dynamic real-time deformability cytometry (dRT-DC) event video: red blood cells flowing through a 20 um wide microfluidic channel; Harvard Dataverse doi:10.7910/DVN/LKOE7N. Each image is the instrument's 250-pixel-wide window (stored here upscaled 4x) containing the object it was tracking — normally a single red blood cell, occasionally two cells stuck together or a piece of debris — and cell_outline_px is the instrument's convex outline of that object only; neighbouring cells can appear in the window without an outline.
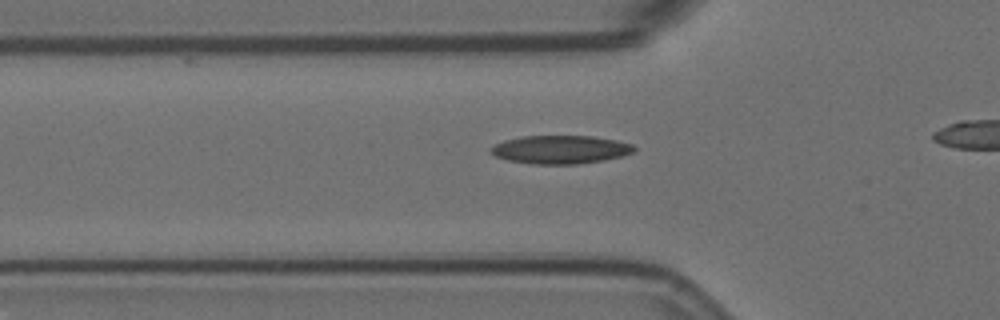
{"species": "Egyptian fruit bat (a non-hibernating species)", "species_latin": "Rousettus aegyptiacus", "temperature_condition": "room temperature", "stored_images_in_passage": 8, "camera_frame_rate_fps": 3000, "um_per_image_px": 0.085, "animal": {"sex": "female"}, "frame": {"image": 1, "passage_image": 2, "time_ms": 0.333, "image_size_px": [1000, 320], "cell_outline_px": [[636, 148], [632, 152], [620, 156], [604, 160], [576, 164], [532, 164], [508, 160], [496, 156], [488, 152], [488, 148], [504, 140], [524, 136], [592, 136], [616, 140], [632, 144]], "centroid_in_image_um": [47.59, 12.71], "position_along_channel_um": 78.2, "area_um2": 23.58}}
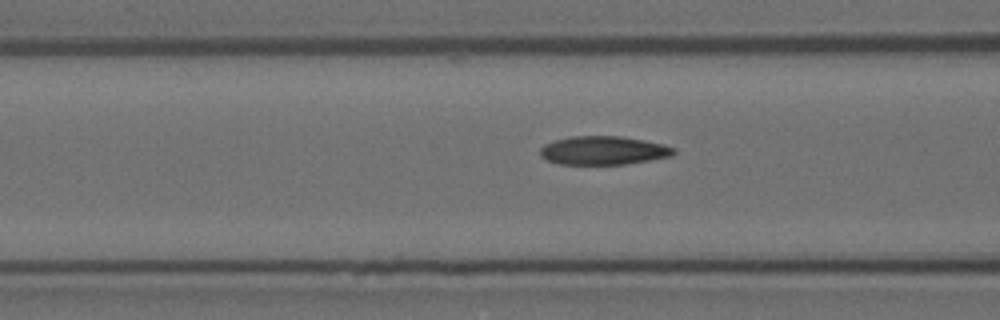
{"frame": {"image": 2, "passage_image": 5, "time_ms": 1.333, "image_size_px": [1000, 320], "cell_outline_px": [[676, 152], [672, 156], [624, 164], [560, 164], [548, 160], [540, 156], [540, 148], [544, 144], [568, 136], [620, 136], [644, 140], [664, 144], [676, 148]], "centroid_in_image_um": [51.3, 12.78], "position_along_channel_um": 115.3, "area_um2": 22.25}}